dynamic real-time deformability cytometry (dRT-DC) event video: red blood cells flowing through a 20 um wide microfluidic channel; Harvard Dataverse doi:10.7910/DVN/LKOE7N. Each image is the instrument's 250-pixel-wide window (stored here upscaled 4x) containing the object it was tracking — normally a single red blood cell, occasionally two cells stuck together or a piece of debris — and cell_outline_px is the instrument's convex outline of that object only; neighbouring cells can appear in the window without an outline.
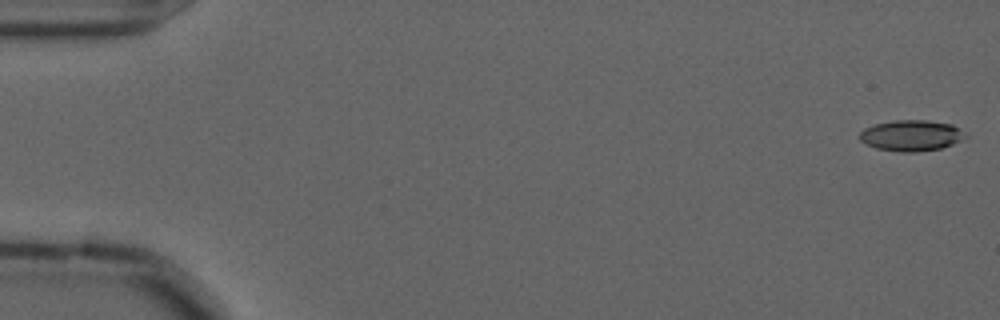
{"species": "common noctule bat (a hibernating species)", "species_latin": "Nyctalus noctula", "temperature_condition": "cold", "stored_images_in_passage": 25, "camera_frame_rate_fps": 3000, "um_per_image_px": 0.085, "animal": {"sex": "male", "forearm_length_mm": 52.5}, "frame": {"image": 1, "passage_image": 1, "time_ms": 0.0, "image_size_px": [1000, 320], "cell_outline_px": [[968, 136], [952, 144], [940, 148], [916, 152], [900, 152], [876, 148], [860, 140], [860, 132], [864, 128], [876, 124], [896, 120], [928, 120], [952, 124]], "centroid_in_image_um": [77.45, 11.51], "position_along_channel_um": 7.5, "area_um2": 18.84}}
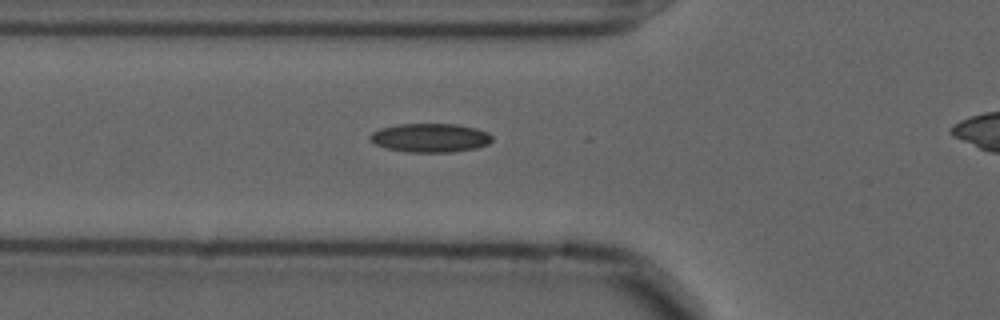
{"frame": {"image": 2, "passage_image": 20, "time_ms": 6.333, "image_size_px": [1000, 320], "cell_outline_px": [[492, 140], [488, 144], [476, 148], [452, 152], [408, 152], [388, 148], [376, 144], [368, 140], [368, 136], [372, 132], [380, 128], [396, 124], [456, 124], [476, 128], [488, 132], [492, 136]], "centroid_in_image_um": [36.56, 11.71], "position_along_channel_um": 89.2, "area_um2": 20.58}}
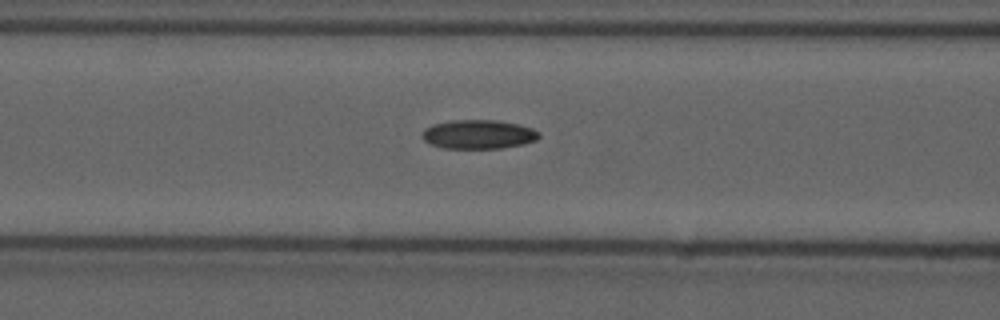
{"frame": {"image": 3, "passage_image": 23, "time_ms": 7.333, "image_size_px": [1000, 320], "cell_outline_px": [[540, 136], [536, 140], [524, 144], [500, 148], [444, 148], [432, 144], [424, 140], [420, 136], [424, 128], [432, 124], [452, 120], [496, 120], [516, 124], [532, 128], [540, 132]], "centroid_in_image_um": [40.65, 11.41], "position_along_channel_um": 125.9, "area_um2": 19.77}}